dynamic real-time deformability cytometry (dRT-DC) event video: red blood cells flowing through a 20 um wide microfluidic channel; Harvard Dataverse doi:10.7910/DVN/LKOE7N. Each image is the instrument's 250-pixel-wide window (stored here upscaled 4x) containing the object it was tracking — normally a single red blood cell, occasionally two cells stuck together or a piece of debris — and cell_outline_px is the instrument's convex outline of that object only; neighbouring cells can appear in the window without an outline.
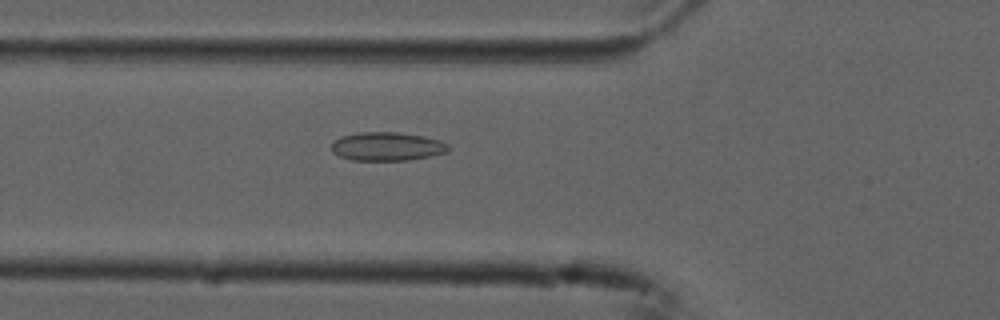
{"species": "common noctule bat (a hibernating species)", "species_latin": "Nyctalus noctula", "temperature_condition": "cold", "stored_images_in_passage": 41, "camera_frame_rate_fps": 3000, "um_per_image_px": 0.085, "animal": {"sex": "male", "forearm_length_mm": 52.5}, "frame": {"image": 1, "passage_image": 13, "time_ms": 4.0, "image_size_px": [1000, 320], "cell_outline_px": [[448, 152], [408, 160], [352, 160], [340, 156], [332, 152], [332, 144], [340, 136], [360, 132], [396, 132], [424, 136], [440, 140], [448, 144]], "centroid_in_image_um": [32.9, 12.44], "position_along_channel_um": 92.9, "area_um2": 19.36}}
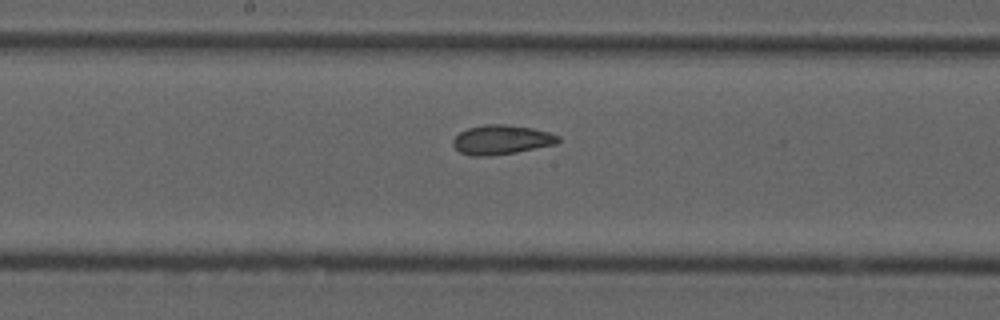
{"frame": {"image": 2, "passage_image": 22, "time_ms": 7.0, "image_size_px": [1000, 320], "cell_outline_px": [[560, 140], [556, 144], [516, 152], [492, 156], [472, 156], [460, 152], [452, 144], [452, 140], [460, 132], [468, 128], [484, 124], [508, 124], [532, 128], [548, 132], [560, 136]], "centroid_in_image_um": [42.62, 11.87], "position_along_channel_um": 205.6, "area_um2": 18.09}}
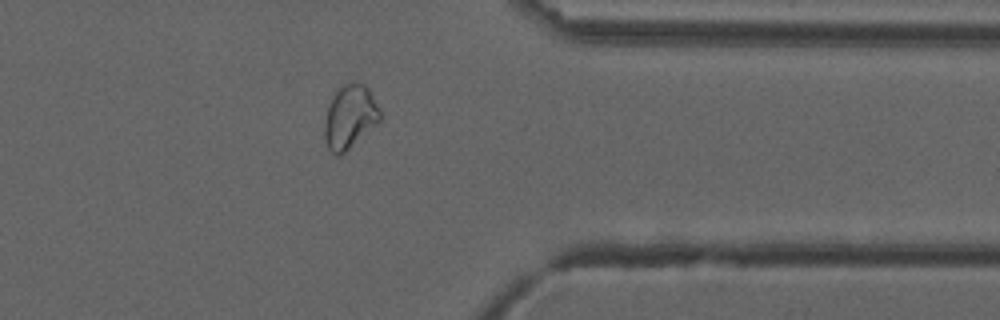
{"frame": {"image": 3, "passage_image": 37, "time_ms": 12.0, "image_size_px": [1000, 320], "cell_outline_px": [[380, 120], [340, 156], [336, 156], [328, 148], [324, 136], [324, 120], [332, 96], [344, 84], [364, 84], [368, 88], [380, 108]], "centroid_in_image_um": [29.72, 9.95], "position_along_channel_um": 381.7, "area_um2": 20.11}, "authors_computed_cell_mechanics": {"area_um2": 18.2648, "velocity_mm_per_s": 3.7391, "shape_relaxation_time_tau1_ms": null, "shape_relaxation_time_tau2_ms": 2.2462, "deformation_change_tau1": null, "deformation_change_tau2": 0.0664}}